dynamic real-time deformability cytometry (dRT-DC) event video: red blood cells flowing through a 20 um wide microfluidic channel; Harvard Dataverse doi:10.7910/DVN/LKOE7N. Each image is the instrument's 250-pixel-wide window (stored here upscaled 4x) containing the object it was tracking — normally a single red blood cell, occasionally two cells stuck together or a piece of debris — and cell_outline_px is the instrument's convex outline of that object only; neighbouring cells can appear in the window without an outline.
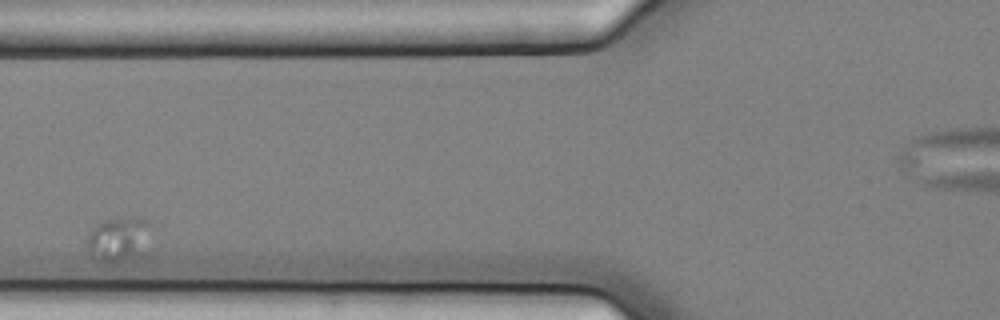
{"species": "common noctule bat (a hibernating species)", "species_latin": "Nyctalus noctula", "temperature_condition": "cold", "stored_images_in_passage": 6, "camera_frame_rate_fps": 3000, "um_per_image_px": 0.085, "animal": {"sex": "female", "body_mass_g": 25.1}, "frame": {"image": 1, "passage_image": 3, "time_ms": 0.667, "image_size_px": [1000, 320], "cell_outline_px": [[148, 220], [144, 256], [120, 260], [96, 260], [92, 256], [88, 248], [88, 232], [96, 224], [104, 220], [120, 216], [140, 216]], "centroid_in_image_um": [10.07, 20.27], "position_along_channel_um": 115.7, "area_um2": 16.42}}
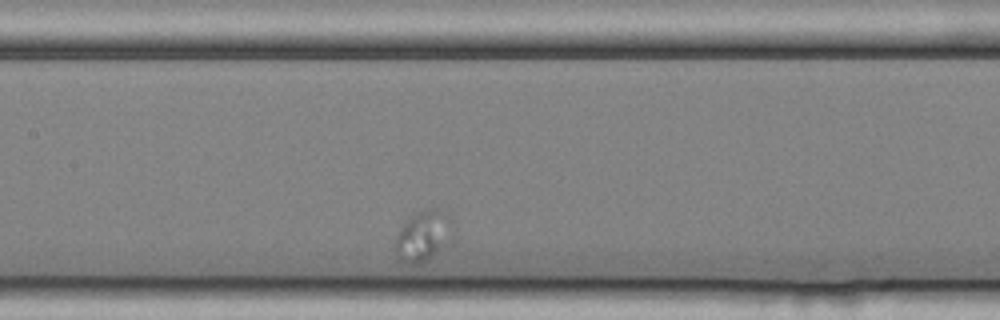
{"frame": {"image": 2, "passage_image": 5, "time_ms": 1.333, "image_size_px": [1000, 320], "cell_outline_px": [[452, 240], [428, 260], [416, 264], [412, 264], [404, 260], [396, 252], [396, 236], [404, 224], [408, 220], [424, 208], [436, 208], [444, 212], [448, 216], [452, 232]], "centroid_in_image_um": [36.02, 20.04], "position_along_channel_um": 171.4, "area_um2": 16.36}}